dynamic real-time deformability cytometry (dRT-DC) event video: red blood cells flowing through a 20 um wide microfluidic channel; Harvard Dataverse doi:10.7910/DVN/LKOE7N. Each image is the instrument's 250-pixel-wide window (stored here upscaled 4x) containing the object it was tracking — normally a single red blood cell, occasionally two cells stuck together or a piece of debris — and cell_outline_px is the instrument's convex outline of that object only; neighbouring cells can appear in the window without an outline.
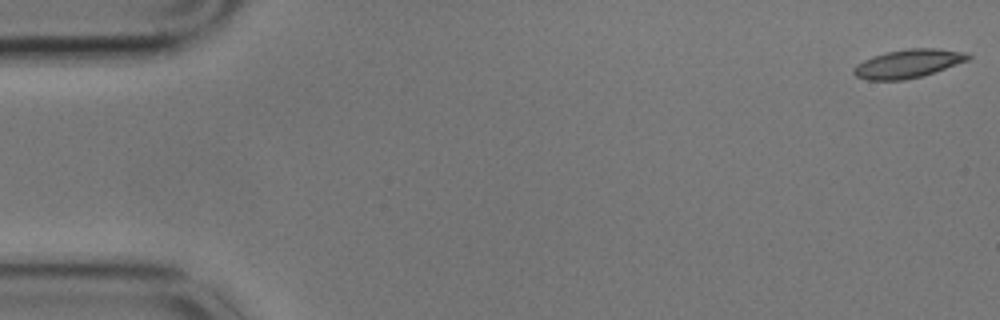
{"species": "common noctule bat (a hibernating species)", "species_latin": "Nyctalus noctula", "temperature_condition": "cold", "stored_images_in_passage": 58, "camera_frame_rate_fps": 3000, "um_per_image_px": 0.085, "animal": {"sex": "male", "body_mass_g": 17.9}, "frame": {"image": 1, "passage_image": 1, "time_ms": 0.0, "image_size_px": [1000, 320], "cell_outline_px": [[972, 56], [968, 60], [920, 76], [904, 80], [868, 80], [856, 76], [852, 72], [852, 68], [856, 64], [872, 56], [884, 52], [908, 48], [936, 48], [968, 52]], "centroid_in_image_um": [77.15, 5.39], "position_along_channel_um": 7.8, "area_um2": 18.96}}
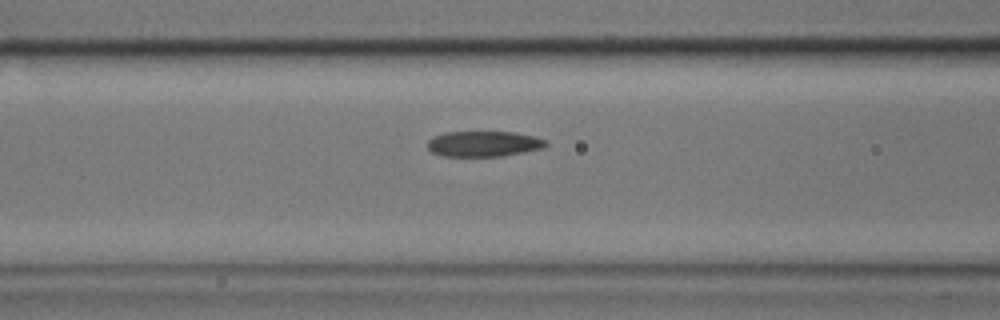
{"frame": {"image": 2, "passage_image": 23, "time_ms": 7.333, "image_size_px": [1000, 320], "cell_outline_px": [[548, 144], [544, 148], [500, 156], [444, 156], [432, 152], [428, 148], [428, 140], [432, 136], [448, 132], [516, 132], [536, 136], [544, 140]], "centroid_in_image_um": [41.12, 12.22], "position_along_channel_um": 125.5, "area_um2": 17.57}}
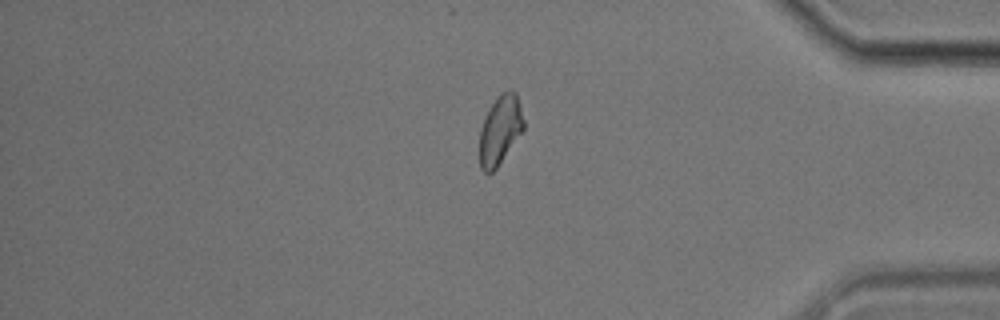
{"frame": {"image": 3, "passage_image": 49, "time_ms": 16.0, "image_size_px": [1000, 320], "cell_outline_px": [[524, 128], [496, 168], [492, 172], [484, 172], [480, 168], [480, 128], [488, 108], [496, 96], [500, 92], [508, 88], [512, 88], [516, 92], [520, 104], [524, 120]], "centroid_in_image_um": [42.51, 10.96], "position_along_channel_um": 392.7, "area_um2": 17.86}, "authors_computed_cell_mechanics": {"area_um2": 18.207, "velocity_mm_per_s": 3.3992, "shape_relaxation_time_tau1_ms": 7.2585, "shape_relaxation_time_tau2_ms": 3.8926, "deformation_change_tau1": 0.1585, "deformation_change_tau2": 0.0966}}